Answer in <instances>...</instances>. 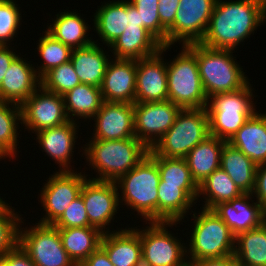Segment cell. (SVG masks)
Returning <instances> with one entry per match:
<instances>
[{
	"label": "cell",
	"mask_w": 266,
	"mask_h": 266,
	"mask_svg": "<svg viewBox=\"0 0 266 266\" xmlns=\"http://www.w3.org/2000/svg\"><path fill=\"white\" fill-rule=\"evenodd\" d=\"M266 19V0H216L202 45L234 50Z\"/></svg>",
	"instance_id": "1"
},
{
	"label": "cell",
	"mask_w": 266,
	"mask_h": 266,
	"mask_svg": "<svg viewBox=\"0 0 266 266\" xmlns=\"http://www.w3.org/2000/svg\"><path fill=\"white\" fill-rule=\"evenodd\" d=\"M84 150L89 165L97 169L92 180L116 182L149 154V148L136 137L122 140H91Z\"/></svg>",
	"instance_id": "2"
},
{
	"label": "cell",
	"mask_w": 266,
	"mask_h": 266,
	"mask_svg": "<svg viewBox=\"0 0 266 266\" xmlns=\"http://www.w3.org/2000/svg\"><path fill=\"white\" fill-rule=\"evenodd\" d=\"M187 46L195 53L199 74L207 98L214 94L234 92L249 82L235 62L232 51L208 48L201 43Z\"/></svg>",
	"instance_id": "3"
},
{
	"label": "cell",
	"mask_w": 266,
	"mask_h": 266,
	"mask_svg": "<svg viewBox=\"0 0 266 266\" xmlns=\"http://www.w3.org/2000/svg\"><path fill=\"white\" fill-rule=\"evenodd\" d=\"M160 173L157 162L148 154L138 165L115 183L122 189L119 200L132 207L146 221H158V185ZM120 185V186H119Z\"/></svg>",
	"instance_id": "4"
},
{
	"label": "cell",
	"mask_w": 266,
	"mask_h": 266,
	"mask_svg": "<svg viewBox=\"0 0 266 266\" xmlns=\"http://www.w3.org/2000/svg\"><path fill=\"white\" fill-rule=\"evenodd\" d=\"M249 84L237 91L208 98L209 135L228 141L256 112L251 98L253 89Z\"/></svg>",
	"instance_id": "5"
},
{
	"label": "cell",
	"mask_w": 266,
	"mask_h": 266,
	"mask_svg": "<svg viewBox=\"0 0 266 266\" xmlns=\"http://www.w3.org/2000/svg\"><path fill=\"white\" fill-rule=\"evenodd\" d=\"M170 64L167 63L168 100L182 109L206 108L208 98L199 74L195 53L183 45Z\"/></svg>",
	"instance_id": "6"
},
{
	"label": "cell",
	"mask_w": 266,
	"mask_h": 266,
	"mask_svg": "<svg viewBox=\"0 0 266 266\" xmlns=\"http://www.w3.org/2000/svg\"><path fill=\"white\" fill-rule=\"evenodd\" d=\"M209 136L206 108L181 109L171 128L158 140L151 150L166 158L185 156Z\"/></svg>",
	"instance_id": "7"
},
{
	"label": "cell",
	"mask_w": 266,
	"mask_h": 266,
	"mask_svg": "<svg viewBox=\"0 0 266 266\" xmlns=\"http://www.w3.org/2000/svg\"><path fill=\"white\" fill-rule=\"evenodd\" d=\"M194 217L188 262L203 259L222 258L234 254L235 235L213 210L202 209Z\"/></svg>",
	"instance_id": "8"
},
{
	"label": "cell",
	"mask_w": 266,
	"mask_h": 266,
	"mask_svg": "<svg viewBox=\"0 0 266 266\" xmlns=\"http://www.w3.org/2000/svg\"><path fill=\"white\" fill-rule=\"evenodd\" d=\"M175 223L153 221L140 231L142 266H184L188 262L184 258L187 247L167 231Z\"/></svg>",
	"instance_id": "9"
},
{
	"label": "cell",
	"mask_w": 266,
	"mask_h": 266,
	"mask_svg": "<svg viewBox=\"0 0 266 266\" xmlns=\"http://www.w3.org/2000/svg\"><path fill=\"white\" fill-rule=\"evenodd\" d=\"M36 224L29 230L20 228L18 242L35 266H76L63 248L58 228Z\"/></svg>",
	"instance_id": "10"
},
{
	"label": "cell",
	"mask_w": 266,
	"mask_h": 266,
	"mask_svg": "<svg viewBox=\"0 0 266 266\" xmlns=\"http://www.w3.org/2000/svg\"><path fill=\"white\" fill-rule=\"evenodd\" d=\"M216 0H180L174 24L167 30V45L200 43L205 37Z\"/></svg>",
	"instance_id": "11"
},
{
	"label": "cell",
	"mask_w": 266,
	"mask_h": 266,
	"mask_svg": "<svg viewBox=\"0 0 266 266\" xmlns=\"http://www.w3.org/2000/svg\"><path fill=\"white\" fill-rule=\"evenodd\" d=\"M73 171V172H72ZM87 176L71 171H59L49 177L42 188L40 199L46 216L39 223L54 224L81 192Z\"/></svg>",
	"instance_id": "12"
},
{
	"label": "cell",
	"mask_w": 266,
	"mask_h": 266,
	"mask_svg": "<svg viewBox=\"0 0 266 266\" xmlns=\"http://www.w3.org/2000/svg\"><path fill=\"white\" fill-rule=\"evenodd\" d=\"M135 137L151 149L171 128L182 109L169 100L134 103Z\"/></svg>",
	"instance_id": "13"
},
{
	"label": "cell",
	"mask_w": 266,
	"mask_h": 266,
	"mask_svg": "<svg viewBox=\"0 0 266 266\" xmlns=\"http://www.w3.org/2000/svg\"><path fill=\"white\" fill-rule=\"evenodd\" d=\"M20 106L22 119L20 123L33 133L60 126L69 121L63 96L47 91L41 86Z\"/></svg>",
	"instance_id": "14"
},
{
	"label": "cell",
	"mask_w": 266,
	"mask_h": 266,
	"mask_svg": "<svg viewBox=\"0 0 266 266\" xmlns=\"http://www.w3.org/2000/svg\"><path fill=\"white\" fill-rule=\"evenodd\" d=\"M80 195L84 201L89 223L103 234L106 225L114 218L119 206V192L115 182L88 179L84 182Z\"/></svg>",
	"instance_id": "15"
},
{
	"label": "cell",
	"mask_w": 266,
	"mask_h": 266,
	"mask_svg": "<svg viewBox=\"0 0 266 266\" xmlns=\"http://www.w3.org/2000/svg\"><path fill=\"white\" fill-rule=\"evenodd\" d=\"M169 47L162 45L157 54L137 60L135 103L168 100L167 64L161 55Z\"/></svg>",
	"instance_id": "16"
},
{
	"label": "cell",
	"mask_w": 266,
	"mask_h": 266,
	"mask_svg": "<svg viewBox=\"0 0 266 266\" xmlns=\"http://www.w3.org/2000/svg\"><path fill=\"white\" fill-rule=\"evenodd\" d=\"M95 134L93 140H122L135 137L134 106L131 103L103 101L93 117Z\"/></svg>",
	"instance_id": "17"
},
{
	"label": "cell",
	"mask_w": 266,
	"mask_h": 266,
	"mask_svg": "<svg viewBox=\"0 0 266 266\" xmlns=\"http://www.w3.org/2000/svg\"><path fill=\"white\" fill-rule=\"evenodd\" d=\"M135 59H114L107 65L101 89L103 101L135 103L136 93Z\"/></svg>",
	"instance_id": "18"
},
{
	"label": "cell",
	"mask_w": 266,
	"mask_h": 266,
	"mask_svg": "<svg viewBox=\"0 0 266 266\" xmlns=\"http://www.w3.org/2000/svg\"><path fill=\"white\" fill-rule=\"evenodd\" d=\"M253 194H242L229 202L216 205L212 210L237 234L261 226L266 221V209L257 201L248 202ZM250 203V204H249Z\"/></svg>",
	"instance_id": "19"
},
{
	"label": "cell",
	"mask_w": 266,
	"mask_h": 266,
	"mask_svg": "<svg viewBox=\"0 0 266 266\" xmlns=\"http://www.w3.org/2000/svg\"><path fill=\"white\" fill-rule=\"evenodd\" d=\"M26 61L19 55L12 61L0 85V101L21 105L40 87L37 70Z\"/></svg>",
	"instance_id": "20"
},
{
	"label": "cell",
	"mask_w": 266,
	"mask_h": 266,
	"mask_svg": "<svg viewBox=\"0 0 266 266\" xmlns=\"http://www.w3.org/2000/svg\"><path fill=\"white\" fill-rule=\"evenodd\" d=\"M100 247L114 266H142L140 230L135 228L103 234Z\"/></svg>",
	"instance_id": "21"
},
{
	"label": "cell",
	"mask_w": 266,
	"mask_h": 266,
	"mask_svg": "<svg viewBox=\"0 0 266 266\" xmlns=\"http://www.w3.org/2000/svg\"><path fill=\"white\" fill-rule=\"evenodd\" d=\"M257 166L266 162V113L255 112L227 141Z\"/></svg>",
	"instance_id": "22"
},
{
	"label": "cell",
	"mask_w": 266,
	"mask_h": 266,
	"mask_svg": "<svg viewBox=\"0 0 266 266\" xmlns=\"http://www.w3.org/2000/svg\"><path fill=\"white\" fill-rule=\"evenodd\" d=\"M77 127L75 121L69 120L60 126L44 129L36 133V139H38L40 146L48 156L55 160V163L57 161L61 171H71L69 164L71 162V154L74 152L73 147L76 142Z\"/></svg>",
	"instance_id": "23"
},
{
	"label": "cell",
	"mask_w": 266,
	"mask_h": 266,
	"mask_svg": "<svg viewBox=\"0 0 266 266\" xmlns=\"http://www.w3.org/2000/svg\"><path fill=\"white\" fill-rule=\"evenodd\" d=\"M162 44L144 27L128 25L110 48L116 59H142L157 54Z\"/></svg>",
	"instance_id": "24"
},
{
	"label": "cell",
	"mask_w": 266,
	"mask_h": 266,
	"mask_svg": "<svg viewBox=\"0 0 266 266\" xmlns=\"http://www.w3.org/2000/svg\"><path fill=\"white\" fill-rule=\"evenodd\" d=\"M198 198V188L158 185V221L179 222Z\"/></svg>",
	"instance_id": "25"
},
{
	"label": "cell",
	"mask_w": 266,
	"mask_h": 266,
	"mask_svg": "<svg viewBox=\"0 0 266 266\" xmlns=\"http://www.w3.org/2000/svg\"><path fill=\"white\" fill-rule=\"evenodd\" d=\"M96 43L73 49L70 61L81 83L100 88L110 60Z\"/></svg>",
	"instance_id": "26"
},
{
	"label": "cell",
	"mask_w": 266,
	"mask_h": 266,
	"mask_svg": "<svg viewBox=\"0 0 266 266\" xmlns=\"http://www.w3.org/2000/svg\"><path fill=\"white\" fill-rule=\"evenodd\" d=\"M226 142L209 135L185 156L191 176L197 185L220 168L221 151Z\"/></svg>",
	"instance_id": "27"
},
{
	"label": "cell",
	"mask_w": 266,
	"mask_h": 266,
	"mask_svg": "<svg viewBox=\"0 0 266 266\" xmlns=\"http://www.w3.org/2000/svg\"><path fill=\"white\" fill-rule=\"evenodd\" d=\"M94 16V27L109 47L128 26V1H110L98 8Z\"/></svg>",
	"instance_id": "28"
},
{
	"label": "cell",
	"mask_w": 266,
	"mask_h": 266,
	"mask_svg": "<svg viewBox=\"0 0 266 266\" xmlns=\"http://www.w3.org/2000/svg\"><path fill=\"white\" fill-rule=\"evenodd\" d=\"M220 168L229 175L243 194H252L257 165L228 142L221 151Z\"/></svg>",
	"instance_id": "29"
},
{
	"label": "cell",
	"mask_w": 266,
	"mask_h": 266,
	"mask_svg": "<svg viewBox=\"0 0 266 266\" xmlns=\"http://www.w3.org/2000/svg\"><path fill=\"white\" fill-rule=\"evenodd\" d=\"M63 248L76 266H80L101 243L103 233L95 227L58 229Z\"/></svg>",
	"instance_id": "30"
},
{
	"label": "cell",
	"mask_w": 266,
	"mask_h": 266,
	"mask_svg": "<svg viewBox=\"0 0 266 266\" xmlns=\"http://www.w3.org/2000/svg\"><path fill=\"white\" fill-rule=\"evenodd\" d=\"M233 255L239 266H266V221L235 236Z\"/></svg>",
	"instance_id": "31"
},
{
	"label": "cell",
	"mask_w": 266,
	"mask_h": 266,
	"mask_svg": "<svg viewBox=\"0 0 266 266\" xmlns=\"http://www.w3.org/2000/svg\"><path fill=\"white\" fill-rule=\"evenodd\" d=\"M46 30L55 39L73 49L91 45L94 40L87 38L88 24L76 12H61Z\"/></svg>",
	"instance_id": "32"
},
{
	"label": "cell",
	"mask_w": 266,
	"mask_h": 266,
	"mask_svg": "<svg viewBox=\"0 0 266 266\" xmlns=\"http://www.w3.org/2000/svg\"><path fill=\"white\" fill-rule=\"evenodd\" d=\"M63 98L67 117L71 121H75L72 119L74 116L91 119L103 103L101 89L83 83L68 91Z\"/></svg>",
	"instance_id": "33"
},
{
	"label": "cell",
	"mask_w": 266,
	"mask_h": 266,
	"mask_svg": "<svg viewBox=\"0 0 266 266\" xmlns=\"http://www.w3.org/2000/svg\"><path fill=\"white\" fill-rule=\"evenodd\" d=\"M203 194L206 196L203 208L212 210L216 205L229 202L243 193L229 175L218 168L198 185V197Z\"/></svg>",
	"instance_id": "34"
},
{
	"label": "cell",
	"mask_w": 266,
	"mask_h": 266,
	"mask_svg": "<svg viewBox=\"0 0 266 266\" xmlns=\"http://www.w3.org/2000/svg\"><path fill=\"white\" fill-rule=\"evenodd\" d=\"M149 155L157 162L160 173L159 184L179 185V188H198L184 158L158 156L151 149Z\"/></svg>",
	"instance_id": "35"
},
{
	"label": "cell",
	"mask_w": 266,
	"mask_h": 266,
	"mask_svg": "<svg viewBox=\"0 0 266 266\" xmlns=\"http://www.w3.org/2000/svg\"><path fill=\"white\" fill-rule=\"evenodd\" d=\"M0 101V147L12 158L17 153V129L21 119V106Z\"/></svg>",
	"instance_id": "36"
},
{
	"label": "cell",
	"mask_w": 266,
	"mask_h": 266,
	"mask_svg": "<svg viewBox=\"0 0 266 266\" xmlns=\"http://www.w3.org/2000/svg\"><path fill=\"white\" fill-rule=\"evenodd\" d=\"M37 49L40 57L43 58V64L37 69V75L41 78L50 69L67 63L71 59L72 49L59 40L55 39L47 31L40 37Z\"/></svg>",
	"instance_id": "37"
},
{
	"label": "cell",
	"mask_w": 266,
	"mask_h": 266,
	"mask_svg": "<svg viewBox=\"0 0 266 266\" xmlns=\"http://www.w3.org/2000/svg\"><path fill=\"white\" fill-rule=\"evenodd\" d=\"M81 84L71 61L54 67L41 77V87L63 96Z\"/></svg>",
	"instance_id": "38"
},
{
	"label": "cell",
	"mask_w": 266,
	"mask_h": 266,
	"mask_svg": "<svg viewBox=\"0 0 266 266\" xmlns=\"http://www.w3.org/2000/svg\"><path fill=\"white\" fill-rule=\"evenodd\" d=\"M137 9L140 27H144L162 45H167V30L161 25L158 14L159 0H130Z\"/></svg>",
	"instance_id": "39"
},
{
	"label": "cell",
	"mask_w": 266,
	"mask_h": 266,
	"mask_svg": "<svg viewBox=\"0 0 266 266\" xmlns=\"http://www.w3.org/2000/svg\"><path fill=\"white\" fill-rule=\"evenodd\" d=\"M8 205L4 202L0 206V257L18 245L19 224L23 223L20 216Z\"/></svg>",
	"instance_id": "40"
},
{
	"label": "cell",
	"mask_w": 266,
	"mask_h": 266,
	"mask_svg": "<svg viewBox=\"0 0 266 266\" xmlns=\"http://www.w3.org/2000/svg\"><path fill=\"white\" fill-rule=\"evenodd\" d=\"M13 0L0 1V45H8L19 28L21 14Z\"/></svg>",
	"instance_id": "41"
},
{
	"label": "cell",
	"mask_w": 266,
	"mask_h": 266,
	"mask_svg": "<svg viewBox=\"0 0 266 266\" xmlns=\"http://www.w3.org/2000/svg\"><path fill=\"white\" fill-rule=\"evenodd\" d=\"M53 225L58 229L92 227L81 195L70 203L63 215Z\"/></svg>",
	"instance_id": "42"
},
{
	"label": "cell",
	"mask_w": 266,
	"mask_h": 266,
	"mask_svg": "<svg viewBox=\"0 0 266 266\" xmlns=\"http://www.w3.org/2000/svg\"><path fill=\"white\" fill-rule=\"evenodd\" d=\"M180 0H159L158 14L161 25L168 30L173 24Z\"/></svg>",
	"instance_id": "43"
},
{
	"label": "cell",
	"mask_w": 266,
	"mask_h": 266,
	"mask_svg": "<svg viewBox=\"0 0 266 266\" xmlns=\"http://www.w3.org/2000/svg\"><path fill=\"white\" fill-rule=\"evenodd\" d=\"M0 260L6 266H35L29 255L19 244L13 250L1 256Z\"/></svg>",
	"instance_id": "44"
},
{
	"label": "cell",
	"mask_w": 266,
	"mask_h": 266,
	"mask_svg": "<svg viewBox=\"0 0 266 266\" xmlns=\"http://www.w3.org/2000/svg\"><path fill=\"white\" fill-rule=\"evenodd\" d=\"M253 193L257 197V202L266 209V162L256 168Z\"/></svg>",
	"instance_id": "45"
},
{
	"label": "cell",
	"mask_w": 266,
	"mask_h": 266,
	"mask_svg": "<svg viewBox=\"0 0 266 266\" xmlns=\"http://www.w3.org/2000/svg\"><path fill=\"white\" fill-rule=\"evenodd\" d=\"M8 47V45H0V85L12 61L18 56Z\"/></svg>",
	"instance_id": "46"
},
{
	"label": "cell",
	"mask_w": 266,
	"mask_h": 266,
	"mask_svg": "<svg viewBox=\"0 0 266 266\" xmlns=\"http://www.w3.org/2000/svg\"><path fill=\"white\" fill-rule=\"evenodd\" d=\"M80 266H114L106 252L99 247Z\"/></svg>",
	"instance_id": "47"
},
{
	"label": "cell",
	"mask_w": 266,
	"mask_h": 266,
	"mask_svg": "<svg viewBox=\"0 0 266 266\" xmlns=\"http://www.w3.org/2000/svg\"><path fill=\"white\" fill-rule=\"evenodd\" d=\"M192 263L193 266H239L234 255L222 258L197 260Z\"/></svg>",
	"instance_id": "48"
},
{
	"label": "cell",
	"mask_w": 266,
	"mask_h": 266,
	"mask_svg": "<svg viewBox=\"0 0 266 266\" xmlns=\"http://www.w3.org/2000/svg\"><path fill=\"white\" fill-rule=\"evenodd\" d=\"M128 25L140 26V18L137 9L128 1Z\"/></svg>",
	"instance_id": "49"
},
{
	"label": "cell",
	"mask_w": 266,
	"mask_h": 266,
	"mask_svg": "<svg viewBox=\"0 0 266 266\" xmlns=\"http://www.w3.org/2000/svg\"><path fill=\"white\" fill-rule=\"evenodd\" d=\"M3 157L10 158V156L0 147V159Z\"/></svg>",
	"instance_id": "50"
},
{
	"label": "cell",
	"mask_w": 266,
	"mask_h": 266,
	"mask_svg": "<svg viewBox=\"0 0 266 266\" xmlns=\"http://www.w3.org/2000/svg\"><path fill=\"white\" fill-rule=\"evenodd\" d=\"M184 266H193L192 263L187 262Z\"/></svg>",
	"instance_id": "51"
},
{
	"label": "cell",
	"mask_w": 266,
	"mask_h": 266,
	"mask_svg": "<svg viewBox=\"0 0 266 266\" xmlns=\"http://www.w3.org/2000/svg\"><path fill=\"white\" fill-rule=\"evenodd\" d=\"M5 201H3L0 197V206L4 203Z\"/></svg>",
	"instance_id": "52"
},
{
	"label": "cell",
	"mask_w": 266,
	"mask_h": 266,
	"mask_svg": "<svg viewBox=\"0 0 266 266\" xmlns=\"http://www.w3.org/2000/svg\"><path fill=\"white\" fill-rule=\"evenodd\" d=\"M0 266H6V265L0 260Z\"/></svg>",
	"instance_id": "53"
}]
</instances>
